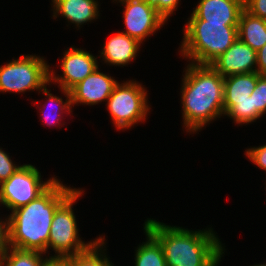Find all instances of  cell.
Returning <instances> with one entry per match:
<instances>
[{
	"mask_svg": "<svg viewBox=\"0 0 266 266\" xmlns=\"http://www.w3.org/2000/svg\"><path fill=\"white\" fill-rule=\"evenodd\" d=\"M181 83L183 129L197 133L224 116V77L210 64L189 62Z\"/></svg>",
	"mask_w": 266,
	"mask_h": 266,
	"instance_id": "7a4b0ae2",
	"label": "cell"
},
{
	"mask_svg": "<svg viewBox=\"0 0 266 266\" xmlns=\"http://www.w3.org/2000/svg\"><path fill=\"white\" fill-rule=\"evenodd\" d=\"M123 5L125 30L122 32L143 44L161 27L166 20L152 7L148 0H113Z\"/></svg>",
	"mask_w": 266,
	"mask_h": 266,
	"instance_id": "9c48e42d",
	"label": "cell"
},
{
	"mask_svg": "<svg viewBox=\"0 0 266 266\" xmlns=\"http://www.w3.org/2000/svg\"><path fill=\"white\" fill-rule=\"evenodd\" d=\"M46 254L8 247L0 254V266H42Z\"/></svg>",
	"mask_w": 266,
	"mask_h": 266,
	"instance_id": "44dd1931",
	"label": "cell"
},
{
	"mask_svg": "<svg viewBox=\"0 0 266 266\" xmlns=\"http://www.w3.org/2000/svg\"><path fill=\"white\" fill-rule=\"evenodd\" d=\"M50 83V65L44 57L20 55L5 65H0V92L25 93L39 91Z\"/></svg>",
	"mask_w": 266,
	"mask_h": 266,
	"instance_id": "52a82bcc",
	"label": "cell"
},
{
	"mask_svg": "<svg viewBox=\"0 0 266 266\" xmlns=\"http://www.w3.org/2000/svg\"><path fill=\"white\" fill-rule=\"evenodd\" d=\"M144 228L160 243L167 266H218L225 247L213 228L189 230L147 218Z\"/></svg>",
	"mask_w": 266,
	"mask_h": 266,
	"instance_id": "3957f363",
	"label": "cell"
},
{
	"mask_svg": "<svg viewBox=\"0 0 266 266\" xmlns=\"http://www.w3.org/2000/svg\"><path fill=\"white\" fill-rule=\"evenodd\" d=\"M244 9L250 14L266 20V0H244Z\"/></svg>",
	"mask_w": 266,
	"mask_h": 266,
	"instance_id": "4316f807",
	"label": "cell"
},
{
	"mask_svg": "<svg viewBox=\"0 0 266 266\" xmlns=\"http://www.w3.org/2000/svg\"><path fill=\"white\" fill-rule=\"evenodd\" d=\"M84 190L78 188L56 211L50 227L47 254L52 250L54 257H70L87 251L101 236L88 243L79 237L73 204L82 197ZM52 248V249H51Z\"/></svg>",
	"mask_w": 266,
	"mask_h": 266,
	"instance_id": "5b68a950",
	"label": "cell"
},
{
	"mask_svg": "<svg viewBox=\"0 0 266 266\" xmlns=\"http://www.w3.org/2000/svg\"><path fill=\"white\" fill-rule=\"evenodd\" d=\"M56 178L35 200L9 215V246L47 254L55 211L77 190Z\"/></svg>",
	"mask_w": 266,
	"mask_h": 266,
	"instance_id": "6da1fadb",
	"label": "cell"
},
{
	"mask_svg": "<svg viewBox=\"0 0 266 266\" xmlns=\"http://www.w3.org/2000/svg\"><path fill=\"white\" fill-rule=\"evenodd\" d=\"M224 116L230 117L238 125L256 122L262 115L256 110L253 95L244 102H237Z\"/></svg>",
	"mask_w": 266,
	"mask_h": 266,
	"instance_id": "7402d4cb",
	"label": "cell"
},
{
	"mask_svg": "<svg viewBox=\"0 0 266 266\" xmlns=\"http://www.w3.org/2000/svg\"><path fill=\"white\" fill-rule=\"evenodd\" d=\"M260 74L243 73L224 77V115L237 103L248 100Z\"/></svg>",
	"mask_w": 266,
	"mask_h": 266,
	"instance_id": "2e32d148",
	"label": "cell"
},
{
	"mask_svg": "<svg viewBox=\"0 0 266 266\" xmlns=\"http://www.w3.org/2000/svg\"><path fill=\"white\" fill-rule=\"evenodd\" d=\"M210 65L222 76L228 77L243 73L256 72L257 51L239 38Z\"/></svg>",
	"mask_w": 266,
	"mask_h": 266,
	"instance_id": "7c38bea8",
	"label": "cell"
},
{
	"mask_svg": "<svg viewBox=\"0 0 266 266\" xmlns=\"http://www.w3.org/2000/svg\"><path fill=\"white\" fill-rule=\"evenodd\" d=\"M181 0H148L149 4L167 21L178 9Z\"/></svg>",
	"mask_w": 266,
	"mask_h": 266,
	"instance_id": "d4e9b609",
	"label": "cell"
},
{
	"mask_svg": "<svg viewBox=\"0 0 266 266\" xmlns=\"http://www.w3.org/2000/svg\"><path fill=\"white\" fill-rule=\"evenodd\" d=\"M183 27L181 57L195 64H210L238 38V23H208L188 20Z\"/></svg>",
	"mask_w": 266,
	"mask_h": 266,
	"instance_id": "277c9868",
	"label": "cell"
},
{
	"mask_svg": "<svg viewBox=\"0 0 266 266\" xmlns=\"http://www.w3.org/2000/svg\"><path fill=\"white\" fill-rule=\"evenodd\" d=\"M251 95H253L254 107L264 116L266 114V75H260L257 78V84Z\"/></svg>",
	"mask_w": 266,
	"mask_h": 266,
	"instance_id": "603a6c76",
	"label": "cell"
},
{
	"mask_svg": "<svg viewBox=\"0 0 266 266\" xmlns=\"http://www.w3.org/2000/svg\"><path fill=\"white\" fill-rule=\"evenodd\" d=\"M61 90V92L63 93V95L66 97V99H63L62 97H58L56 95H53L51 93V89H48L47 85L41 90L42 93H44L45 97L47 98V102H45V104H43V106H46V104L51 105V107H53V105L56 106L54 107V110L52 111L50 109V112L47 111L45 112V108L44 107H38L37 108L40 110V116L42 118V120L44 121L43 123H46V126L48 125L49 127H58L59 126H63L65 125V122L61 124V121L64 119V115L62 114H70L72 112V106H71V99H70V91L69 90H65L62 88H59ZM65 100V101H64ZM51 103V104H50ZM47 107V106H46ZM44 109V110H43ZM56 109V110H55ZM49 110V109H48ZM63 118V119H61Z\"/></svg>",
	"mask_w": 266,
	"mask_h": 266,
	"instance_id": "ac0fdd59",
	"label": "cell"
},
{
	"mask_svg": "<svg viewBox=\"0 0 266 266\" xmlns=\"http://www.w3.org/2000/svg\"><path fill=\"white\" fill-rule=\"evenodd\" d=\"M102 236L87 251L70 256V266H114L110 257L108 258L107 253H105L106 239L104 235Z\"/></svg>",
	"mask_w": 266,
	"mask_h": 266,
	"instance_id": "ffe728a7",
	"label": "cell"
},
{
	"mask_svg": "<svg viewBox=\"0 0 266 266\" xmlns=\"http://www.w3.org/2000/svg\"><path fill=\"white\" fill-rule=\"evenodd\" d=\"M146 241L135 250V266H167L160 243L145 229Z\"/></svg>",
	"mask_w": 266,
	"mask_h": 266,
	"instance_id": "d6986e66",
	"label": "cell"
},
{
	"mask_svg": "<svg viewBox=\"0 0 266 266\" xmlns=\"http://www.w3.org/2000/svg\"><path fill=\"white\" fill-rule=\"evenodd\" d=\"M256 71L260 75H266V43L257 51V67Z\"/></svg>",
	"mask_w": 266,
	"mask_h": 266,
	"instance_id": "f1b7e54d",
	"label": "cell"
},
{
	"mask_svg": "<svg viewBox=\"0 0 266 266\" xmlns=\"http://www.w3.org/2000/svg\"><path fill=\"white\" fill-rule=\"evenodd\" d=\"M53 17L56 19L61 15L68 23L75 24L76 28H81L85 23H91L98 19L99 3L98 0H51Z\"/></svg>",
	"mask_w": 266,
	"mask_h": 266,
	"instance_id": "9a60e30c",
	"label": "cell"
},
{
	"mask_svg": "<svg viewBox=\"0 0 266 266\" xmlns=\"http://www.w3.org/2000/svg\"><path fill=\"white\" fill-rule=\"evenodd\" d=\"M75 47H68L69 49L63 52L59 63L62 75L57 76L54 69L51 70L50 67V83H57L58 88L70 90L99 66L98 56L94 57L92 53Z\"/></svg>",
	"mask_w": 266,
	"mask_h": 266,
	"instance_id": "30bf717a",
	"label": "cell"
},
{
	"mask_svg": "<svg viewBox=\"0 0 266 266\" xmlns=\"http://www.w3.org/2000/svg\"><path fill=\"white\" fill-rule=\"evenodd\" d=\"M145 86L138 81L127 80L117 83L106 101V109L118 130L130 129L145 122L151 107Z\"/></svg>",
	"mask_w": 266,
	"mask_h": 266,
	"instance_id": "8992f818",
	"label": "cell"
},
{
	"mask_svg": "<svg viewBox=\"0 0 266 266\" xmlns=\"http://www.w3.org/2000/svg\"><path fill=\"white\" fill-rule=\"evenodd\" d=\"M103 45L98 56L100 59L102 58V62L104 61L105 64L112 65V67L131 64L139 54L141 47V43L136 39L120 31L113 33Z\"/></svg>",
	"mask_w": 266,
	"mask_h": 266,
	"instance_id": "5bb4252c",
	"label": "cell"
},
{
	"mask_svg": "<svg viewBox=\"0 0 266 266\" xmlns=\"http://www.w3.org/2000/svg\"><path fill=\"white\" fill-rule=\"evenodd\" d=\"M252 266H266V263H264V264H255V265H252Z\"/></svg>",
	"mask_w": 266,
	"mask_h": 266,
	"instance_id": "4dcf8cb0",
	"label": "cell"
},
{
	"mask_svg": "<svg viewBox=\"0 0 266 266\" xmlns=\"http://www.w3.org/2000/svg\"><path fill=\"white\" fill-rule=\"evenodd\" d=\"M41 173L32 164H23L13 175L0 184V204L10 211L27 205L42 194L56 179L41 180Z\"/></svg>",
	"mask_w": 266,
	"mask_h": 266,
	"instance_id": "ba28073f",
	"label": "cell"
},
{
	"mask_svg": "<svg viewBox=\"0 0 266 266\" xmlns=\"http://www.w3.org/2000/svg\"><path fill=\"white\" fill-rule=\"evenodd\" d=\"M9 247V215L0 218V254Z\"/></svg>",
	"mask_w": 266,
	"mask_h": 266,
	"instance_id": "83f0119b",
	"label": "cell"
},
{
	"mask_svg": "<svg viewBox=\"0 0 266 266\" xmlns=\"http://www.w3.org/2000/svg\"><path fill=\"white\" fill-rule=\"evenodd\" d=\"M238 38L258 51L266 43V20L243 9L239 17Z\"/></svg>",
	"mask_w": 266,
	"mask_h": 266,
	"instance_id": "e0dca14e",
	"label": "cell"
},
{
	"mask_svg": "<svg viewBox=\"0 0 266 266\" xmlns=\"http://www.w3.org/2000/svg\"><path fill=\"white\" fill-rule=\"evenodd\" d=\"M0 148V184L13 175L22 165L15 164L6 151ZM17 165V166H16Z\"/></svg>",
	"mask_w": 266,
	"mask_h": 266,
	"instance_id": "cb8c5ba5",
	"label": "cell"
},
{
	"mask_svg": "<svg viewBox=\"0 0 266 266\" xmlns=\"http://www.w3.org/2000/svg\"><path fill=\"white\" fill-rule=\"evenodd\" d=\"M117 83L114 77L101 72L98 66L84 80L69 90L72 108L75 104L92 106L106 102Z\"/></svg>",
	"mask_w": 266,
	"mask_h": 266,
	"instance_id": "8fae6325",
	"label": "cell"
},
{
	"mask_svg": "<svg viewBox=\"0 0 266 266\" xmlns=\"http://www.w3.org/2000/svg\"><path fill=\"white\" fill-rule=\"evenodd\" d=\"M244 0H200L187 20L208 23H239Z\"/></svg>",
	"mask_w": 266,
	"mask_h": 266,
	"instance_id": "4fadbf2b",
	"label": "cell"
},
{
	"mask_svg": "<svg viewBox=\"0 0 266 266\" xmlns=\"http://www.w3.org/2000/svg\"><path fill=\"white\" fill-rule=\"evenodd\" d=\"M42 266H70L69 257L48 256Z\"/></svg>",
	"mask_w": 266,
	"mask_h": 266,
	"instance_id": "f546056e",
	"label": "cell"
},
{
	"mask_svg": "<svg viewBox=\"0 0 266 266\" xmlns=\"http://www.w3.org/2000/svg\"><path fill=\"white\" fill-rule=\"evenodd\" d=\"M247 157L254 165L266 171V145L250 147L245 150Z\"/></svg>",
	"mask_w": 266,
	"mask_h": 266,
	"instance_id": "484cf974",
	"label": "cell"
}]
</instances>
